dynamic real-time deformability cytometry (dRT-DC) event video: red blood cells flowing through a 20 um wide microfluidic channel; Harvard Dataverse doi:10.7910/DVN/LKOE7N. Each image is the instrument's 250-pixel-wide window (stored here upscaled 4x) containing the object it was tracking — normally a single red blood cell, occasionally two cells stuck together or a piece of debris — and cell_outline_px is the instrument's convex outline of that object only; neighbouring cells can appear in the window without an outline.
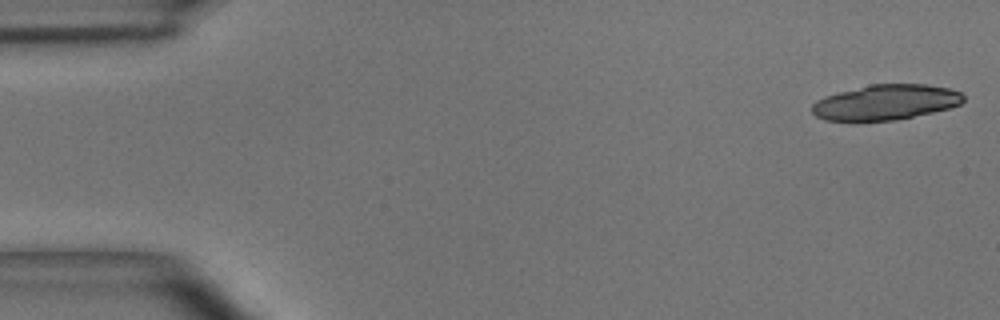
{"species": "common noctule bat (a hibernating species)", "species_latin": "Nyctalus noctula", "temperature_condition": "room temperature", "stored_images_in_passage": 17, "camera_frame_rate_fps": 3000, "um_per_image_px": 0.085, "animal": {"sex": "male", "body_mass_g": 15.6}, "frame": {"image": 1, "passage_image": 1, "time_ms": 0.0, "image_size_px": [1000, 320], "cell_outline_px": [[964, 100], [960, 104], [948, 108], [932, 112], [892, 120], [856, 124], [852, 124], [824, 120], [816, 116], [812, 112], [812, 104], [816, 100], [824, 96], [872, 84], [928, 84], [948, 88], [960, 92], [964, 96]], "centroid_in_image_um": [75.2, 8.73], "position_along_channel_um": 9.8, "area_um2": 31.73}}